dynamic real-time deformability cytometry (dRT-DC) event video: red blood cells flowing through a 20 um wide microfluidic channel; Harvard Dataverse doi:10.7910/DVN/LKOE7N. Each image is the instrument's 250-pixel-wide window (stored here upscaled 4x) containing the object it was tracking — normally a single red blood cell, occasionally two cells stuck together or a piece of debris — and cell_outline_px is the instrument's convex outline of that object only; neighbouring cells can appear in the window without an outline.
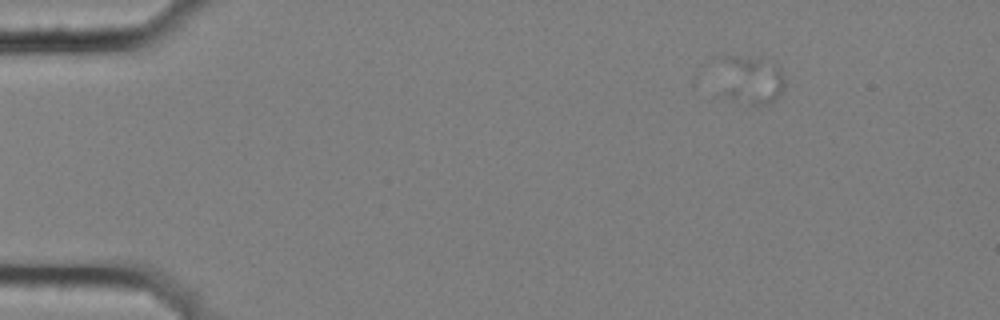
{"species": "common noctule bat (a hibernating species)", "species_latin": "Nyctalus noctula", "temperature_condition": "cold", "stored_images_in_passage": 5, "camera_frame_rate_fps": 3000, "um_per_image_px": 0.085, "animal": {"sex": "female", "body_mass_g": 25.1}, "frame": {"image": 1, "passage_image": 2, "time_ms": 0.333, "image_size_px": [1000, 320], "cell_outline_px": [[784, 84], [780, 92], [768, 104], [748, 104], [728, 96], [724, 92], [720, 56], [736, 56], [776, 60], [784, 76]], "centroid_in_image_um": [63.88, 6.72], "position_along_channel_um": 21.1, "area_um2": 18.21}}
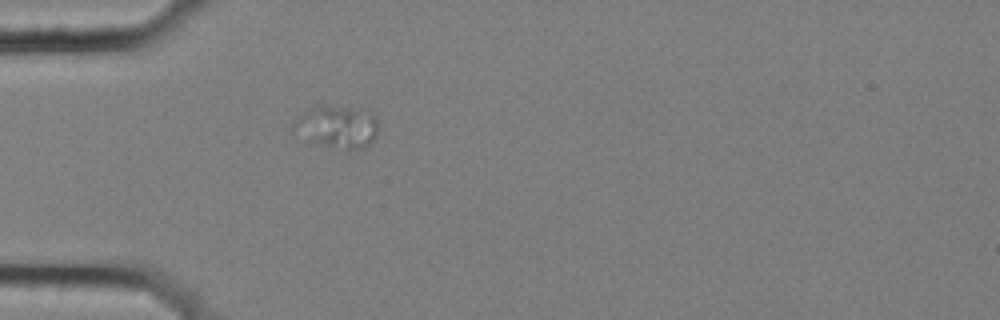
{"frame": {"image": 2, "passage_image": 5, "time_ms": 1.333, "image_size_px": [1000, 320], "cell_outline_px": [[380, 128], [376, 136], [364, 148], [348, 148], [304, 140], [292, 132], [292, 120], [296, 116], [308, 108], [324, 104], [372, 112]], "centroid_in_image_um": [28.58, 10.73], "position_along_channel_um": 56.4, "area_um2": 21.04}}